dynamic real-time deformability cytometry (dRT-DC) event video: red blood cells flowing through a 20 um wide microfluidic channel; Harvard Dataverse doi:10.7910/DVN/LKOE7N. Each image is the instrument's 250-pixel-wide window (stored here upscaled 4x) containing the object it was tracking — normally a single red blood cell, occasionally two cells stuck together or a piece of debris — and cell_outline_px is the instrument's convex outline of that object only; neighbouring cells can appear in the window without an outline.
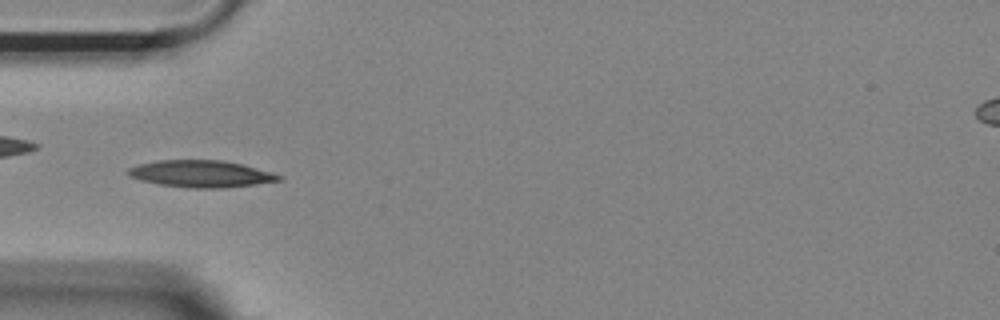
{"species": "Egyptian fruit bat (a non-hibernating species)", "species_latin": "Rousettus aegyptiacus", "temperature_condition": "room temperature", "stored_images_in_passage": 49, "camera_frame_rate_fps": 3000, "um_per_image_px": 0.085, "animal": {"sex": "female"}, "frame": {"image": 1, "passage_image": 12, "time_ms": 3.667, "image_size_px": [1000, 320], "cell_outline_px": [[284, 176], [280, 180], [228, 188], [188, 188], [160, 184], [140, 180], [128, 176], [124, 172], [128, 168], [140, 164], [156, 160], [224, 160], [240, 164]], "centroid_in_image_um": [17.02, 14.78], "position_along_channel_um": 68.0, "area_um2": 23.58}}
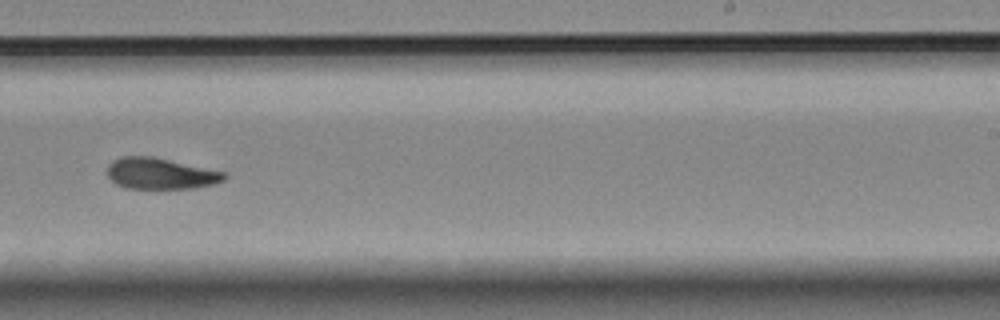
{"frame": {"image": 2, "passage_image": 29, "time_ms": 9.333, "image_size_px": [1000, 320], "cell_outline_px": [[228, 176], [224, 180], [212, 184], [192, 188], [124, 188], [116, 184], [108, 176], [108, 164], [112, 160], [120, 156], [152, 156], [224, 172]], "centroid_in_image_um": [13.6, 14.74], "position_along_channel_um": 275.4, "area_um2": 21.1}}
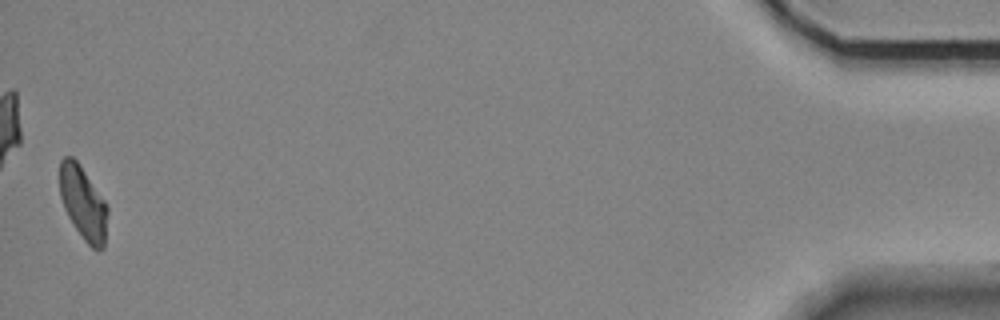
{"frame": {"image": 3, "passage_image": 49, "time_ms": 16.0, "image_size_px": [1000, 320], "cell_outline_px": [[108, 212], [104, 248], [100, 252], [92, 248], [84, 240], [68, 216], [64, 208], [60, 196], [60, 160], [64, 156], [72, 156], [76, 160], [104, 200], [108, 208]], "centroid_in_image_um": [7.07, 17.29], "position_along_channel_um": 428.1, "area_um2": 20.29}, "authors_computed_cell_mechanics": {"area_um2": 21.4438, "velocity_mm_per_s": 3.6548, "shape_relaxation_time_tau1_ms": null, "shape_relaxation_time_tau2_ms": 7.2739, "deformation_change_tau1": null, "deformation_change_tau2": 0.1159}}